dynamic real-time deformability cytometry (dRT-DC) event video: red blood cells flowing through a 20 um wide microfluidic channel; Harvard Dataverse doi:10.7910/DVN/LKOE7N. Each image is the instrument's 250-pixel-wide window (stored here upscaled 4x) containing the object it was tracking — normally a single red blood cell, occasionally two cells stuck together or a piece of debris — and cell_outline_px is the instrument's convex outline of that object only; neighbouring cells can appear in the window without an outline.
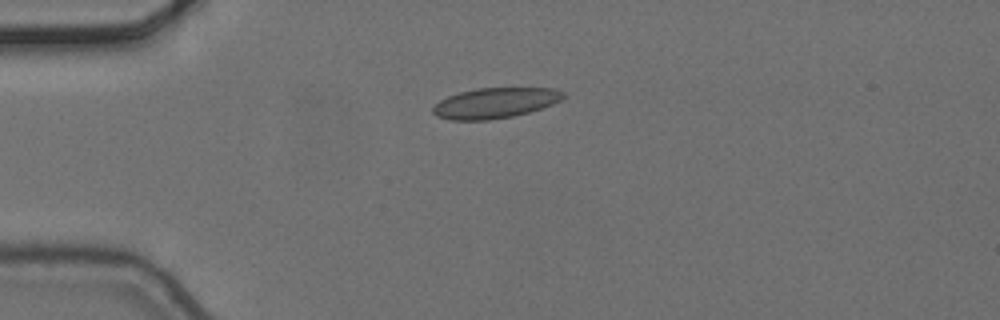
{"species": "common noctule bat (a hibernating species)", "species_latin": "Nyctalus noctula", "temperature_condition": "cold", "stored_images_in_passage": 8, "camera_frame_rate_fps": 3000, "um_per_image_px": 0.085, "animal": {"sex": "female", "body_mass_g": 24.6, "forearm_length_mm": 56.2}, "frame": {"image": 1, "passage_image": 1, "time_ms": 0.0, "image_size_px": [1000, 320], "cell_outline_px": [[564, 96], [560, 100], [552, 104], [528, 112], [512, 116], [488, 120], [448, 120], [436, 116], [432, 112], [432, 108], [440, 100], [448, 96], [460, 92], [476, 88], [552, 88], [564, 92]], "centroid_in_image_um": [42.04, 8.75], "position_along_channel_um": 43.0, "area_um2": 22.95}}
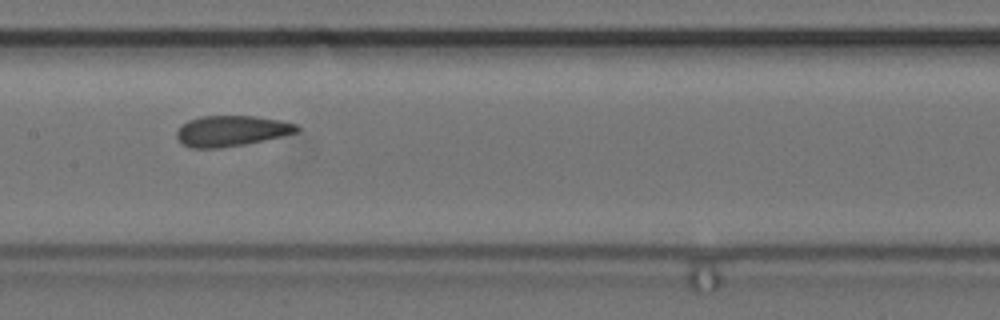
{"frame": {"image": 2, "passage_image": 5, "time_ms": 1.333, "image_size_px": [1000, 320], "cell_outline_px": [[300, 128], [296, 132], [264, 140], [244, 144], [220, 148], [192, 148], [184, 144], [176, 136], [176, 132], [188, 120], [200, 116], [256, 116], [280, 120], [296, 124]], "centroid_in_image_um": [19.67, 11.12], "position_along_channel_um": 187.7, "area_um2": 21.21}}
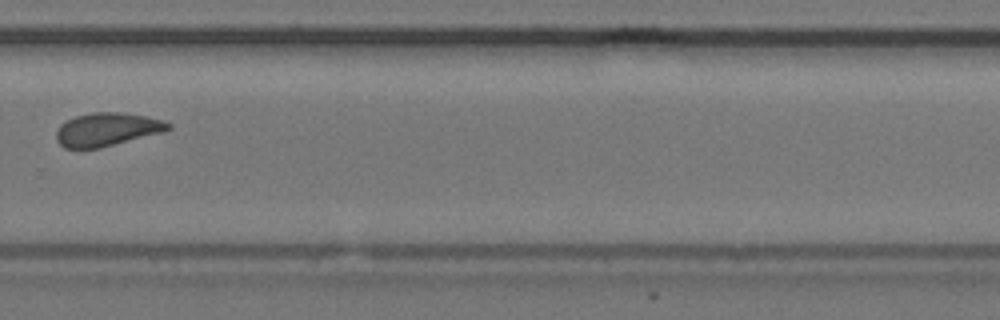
{"frame": {"image": 3, "passage_image": 8, "time_ms": 2.333, "image_size_px": [1000, 320], "cell_outline_px": [[172, 128], [164, 132], [100, 148], [64, 148], [56, 140], [56, 128], [60, 124], [76, 116], [92, 112], [120, 112], [144, 116], [164, 120], [172, 124]], "centroid_in_image_um": [9.11, 11.0], "position_along_channel_um": 320.7, "area_um2": 21.85}}